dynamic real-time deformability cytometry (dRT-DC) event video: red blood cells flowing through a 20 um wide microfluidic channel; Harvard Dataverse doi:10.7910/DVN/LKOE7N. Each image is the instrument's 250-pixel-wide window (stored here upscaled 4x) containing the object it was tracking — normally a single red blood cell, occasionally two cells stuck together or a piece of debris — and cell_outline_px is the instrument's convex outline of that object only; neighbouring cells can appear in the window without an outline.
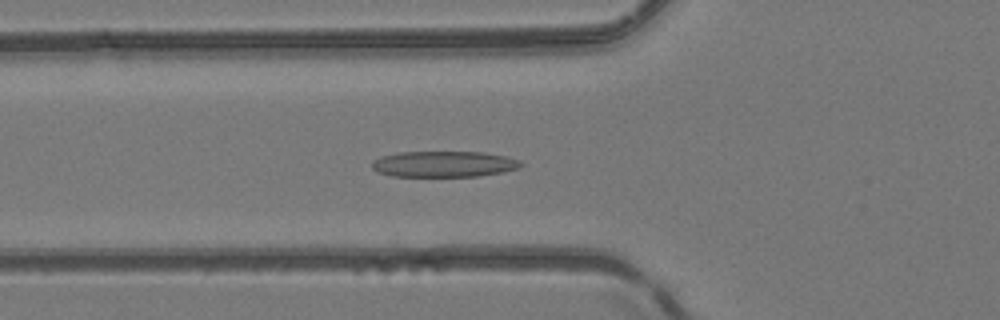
{"species": "common noctule bat (a hibernating species)", "species_latin": "Nyctalus noctula", "temperature_condition": "room temperature", "stored_images_in_passage": 31, "camera_frame_rate_fps": 3000, "um_per_image_px": 0.085, "animal": {"sex": "female", "body_mass_g": 24.6, "forearm_length_mm": 56.2}, "frame": {"image": 1, "passage_image": 19, "time_ms": 6.0, "image_size_px": [1000, 320], "cell_outline_px": [[524, 164], [520, 168], [480, 176], [392, 176], [376, 172], [372, 168], [372, 160], [380, 156], [400, 152], [484, 152], [504, 156], [520, 160]], "centroid_in_image_um": [37.71, 13.94], "position_along_channel_um": 88.1, "area_um2": 22.6}}
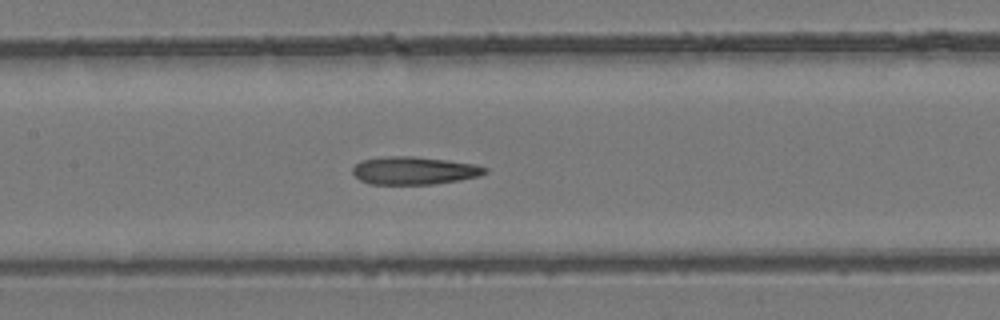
{"frame": {"image": 2, "passage_image": 25, "time_ms": 8.0, "image_size_px": [1000, 320], "cell_outline_px": [[488, 172], [480, 176], [460, 180], [432, 184], [368, 184], [360, 180], [352, 172], [352, 168], [360, 160], [384, 156], [412, 156], [476, 164], [488, 168]], "centroid_in_image_um": [35.2, 14.5], "position_along_channel_um": 172.2, "area_um2": 21.56}}
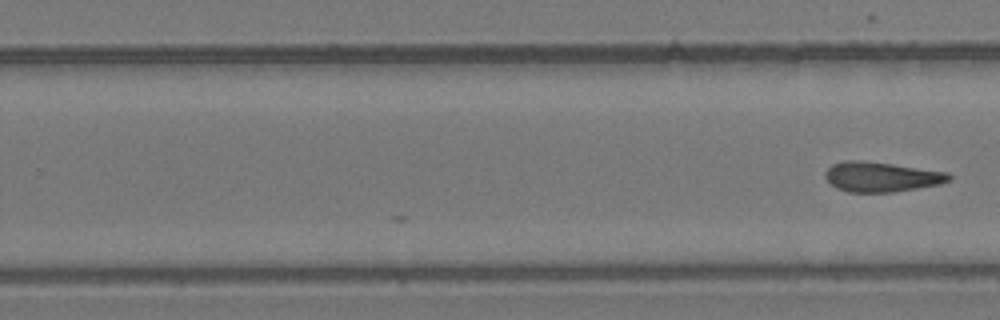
{"frame": {"image": 3, "passage_image": 31, "time_ms": 10.0, "image_size_px": [1000, 320], "cell_outline_px": [[952, 180], [940, 184], [892, 192], [848, 192], [836, 188], [824, 176], [824, 172], [832, 164], [844, 160], [864, 160], [948, 172], [952, 176]], "centroid_in_image_um": [74.91, 15.02], "position_along_channel_um": 254.9, "area_um2": 21.62}}